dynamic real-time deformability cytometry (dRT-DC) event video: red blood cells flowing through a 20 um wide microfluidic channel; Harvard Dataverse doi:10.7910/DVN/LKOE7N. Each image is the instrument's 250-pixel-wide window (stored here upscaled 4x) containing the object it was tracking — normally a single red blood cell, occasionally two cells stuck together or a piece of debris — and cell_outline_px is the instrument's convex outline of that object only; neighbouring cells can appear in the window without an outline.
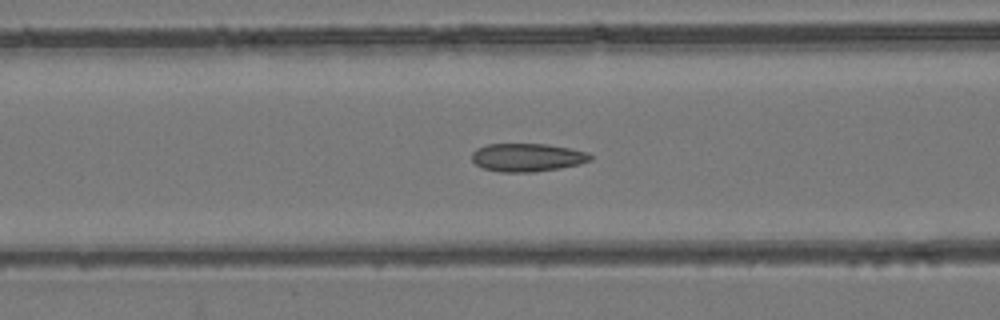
{"species": "common noctule bat (a hibernating species)", "species_latin": "Nyctalus noctula", "temperature_condition": "room temperature", "stored_images_in_passage": 54, "camera_frame_rate_fps": 3000, "um_per_image_px": 0.085, "animal": {"sex": "female", "body_mass_g": 24.6, "forearm_length_mm": 56.2}, "frame": {"image": 1, "passage_image": 22, "time_ms": 7.0, "image_size_px": [1000, 320], "cell_outline_px": [[592, 160], [580, 164], [560, 168], [536, 172], [500, 172], [484, 168], [476, 164], [472, 160], [472, 152], [476, 148], [488, 144], [548, 144], [588, 152], [592, 156]], "centroid_in_image_um": [44.83, 13.38], "position_along_channel_um": 121.8, "area_um2": 19.54}}
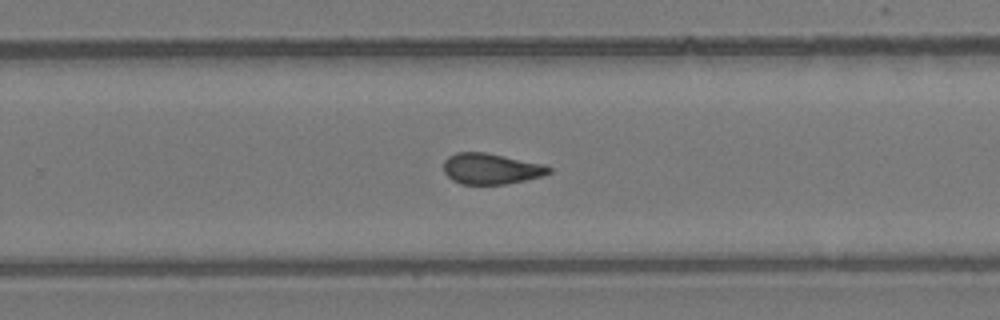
{"frame": {"image": 2, "passage_image": 35, "time_ms": 11.333, "image_size_px": [1000, 320], "cell_outline_px": [[552, 172], [544, 176], [504, 184], [460, 184], [452, 180], [444, 172], [444, 160], [448, 156], [456, 152], [484, 152], [544, 164], [552, 168]], "centroid_in_image_um": [41.74, 14.34], "position_along_channel_um": 288.1, "area_um2": 18.96}}
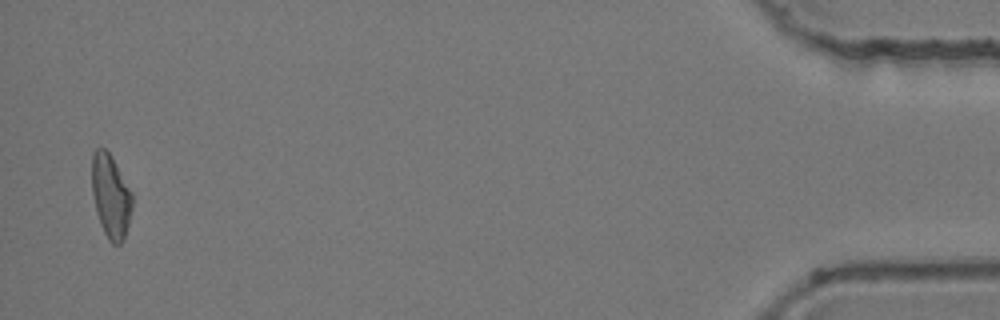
{"frame": {"image": 3, "passage_image": 53, "time_ms": 17.333, "image_size_px": [1000, 320], "cell_outline_px": [[132, 208], [124, 240], [120, 244], [112, 244], [108, 240], [100, 224], [92, 192], [92, 156], [96, 148], [104, 148], [112, 156], [132, 192]], "centroid_in_image_um": [9.42, 16.68], "position_along_channel_um": 425.8, "area_um2": 19.59}, "authors_computed_cell_mechanics": {"area_um2": 19.5364, "velocity_mm_per_s": 3.8483, "shape_relaxation_time_tau1_ms": null, "shape_relaxation_time_tau2_ms": 1.6305, "deformation_change_tau1": null, "deformation_change_tau2": 0.0737}}